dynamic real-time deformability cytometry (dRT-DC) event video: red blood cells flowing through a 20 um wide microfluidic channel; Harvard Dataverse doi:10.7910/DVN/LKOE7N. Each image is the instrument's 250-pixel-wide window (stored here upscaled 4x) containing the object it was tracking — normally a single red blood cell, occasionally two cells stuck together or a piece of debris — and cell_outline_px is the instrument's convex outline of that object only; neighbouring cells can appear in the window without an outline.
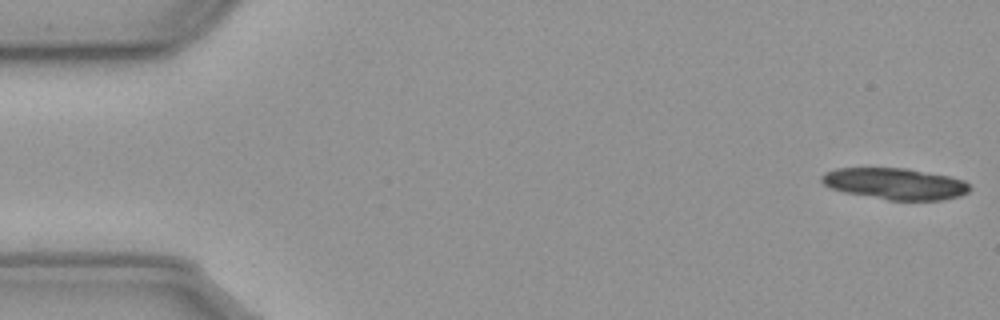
{"species": "common noctule bat (a hibernating species)", "species_latin": "Nyctalus noctula", "temperature_condition": "cold", "stored_images_in_passage": 19, "camera_frame_rate_fps": 3000, "um_per_image_px": 0.085, "animal": {"sex": "male", "body_mass_g": 23.1, "forearm_length_mm": 52.7}, "frame": {"image": 1, "passage_image": 1, "time_ms": 0.0, "image_size_px": [1000, 320], "cell_outline_px": [[972, 188], [968, 192], [960, 196], [940, 200], [888, 200], [844, 192], [832, 188], [824, 184], [820, 180], [820, 176], [824, 172], [836, 168], [908, 168], [948, 176], [964, 180]], "centroid_in_image_um": [76.08, 15.61], "position_along_channel_um": 8.9, "area_um2": 27.17}}